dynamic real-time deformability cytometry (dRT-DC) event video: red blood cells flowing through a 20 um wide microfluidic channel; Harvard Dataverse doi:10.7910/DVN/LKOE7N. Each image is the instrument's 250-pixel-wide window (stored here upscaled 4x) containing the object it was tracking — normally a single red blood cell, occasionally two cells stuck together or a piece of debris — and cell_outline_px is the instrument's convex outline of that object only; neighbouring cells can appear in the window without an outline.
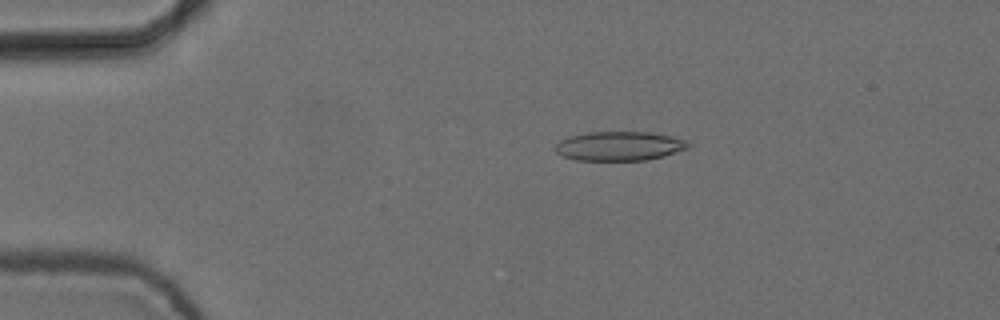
{"species": "common noctule bat (a hibernating species)", "species_latin": "Nyctalus noctula", "temperature_condition": "cold", "stored_images_in_passage": 8, "camera_frame_rate_fps": 3000, "um_per_image_px": 0.085, "animal": {"sex": "female", "body_mass_g": 24.6, "forearm_length_mm": 56.2}, "frame": {"image": 1, "passage_image": 3, "time_ms": 0.667, "image_size_px": [1000, 320], "cell_outline_px": [[692, 144], [688, 148], [664, 156], [644, 160], [576, 160], [564, 156], [556, 152], [556, 144], [560, 140], [568, 136], [588, 132], [652, 132], [672, 136], [684, 140]], "centroid_in_image_um": [52.65, 12.4], "position_along_channel_um": 32.3, "area_um2": 22.6}}
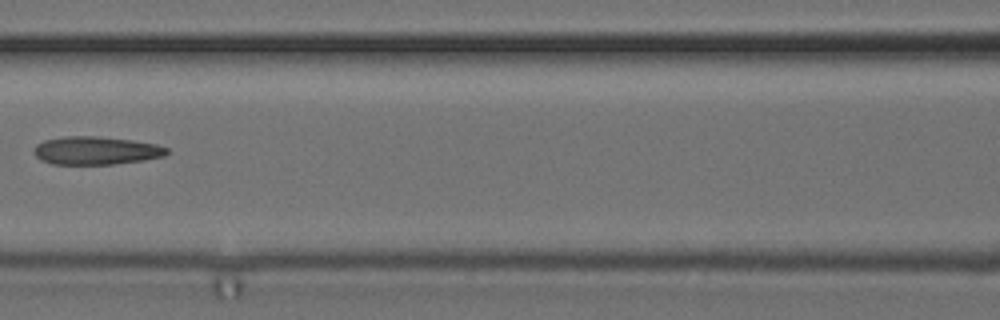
{"frame": {"image": 2, "passage_image": 7, "time_ms": 2.0, "image_size_px": [1000, 320], "cell_outline_px": [[168, 152], [164, 156], [144, 160], [112, 164], [52, 164], [40, 160], [36, 156], [36, 144], [44, 140], [64, 136], [96, 136], [132, 140], [156, 144], [168, 148]], "centroid_in_image_um": [8.17, 12.79], "position_along_channel_um": 158.4, "area_um2": 21.68}}
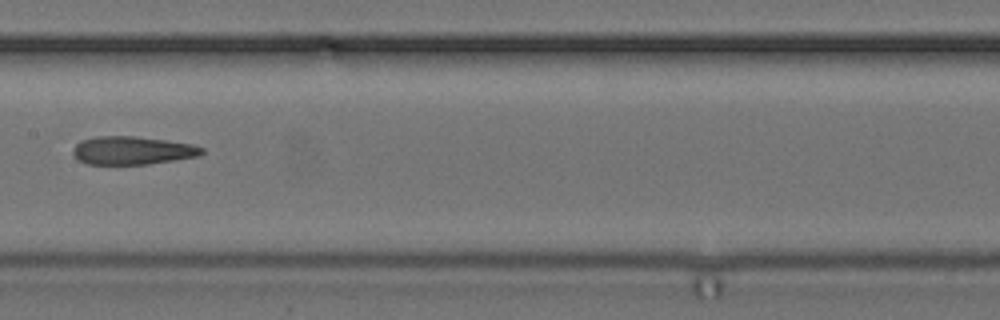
{"frame": {"image": 3, "passage_image": 8, "time_ms": 2.333, "image_size_px": [1000, 320], "cell_outline_px": [[204, 152], [200, 156], [148, 164], [88, 164], [76, 160], [72, 152], [72, 148], [80, 140], [96, 136], [136, 136], [168, 140], [192, 144], [204, 148]], "centroid_in_image_um": [11.23, 12.78], "position_along_channel_um": 196.2, "area_um2": 21.44}}